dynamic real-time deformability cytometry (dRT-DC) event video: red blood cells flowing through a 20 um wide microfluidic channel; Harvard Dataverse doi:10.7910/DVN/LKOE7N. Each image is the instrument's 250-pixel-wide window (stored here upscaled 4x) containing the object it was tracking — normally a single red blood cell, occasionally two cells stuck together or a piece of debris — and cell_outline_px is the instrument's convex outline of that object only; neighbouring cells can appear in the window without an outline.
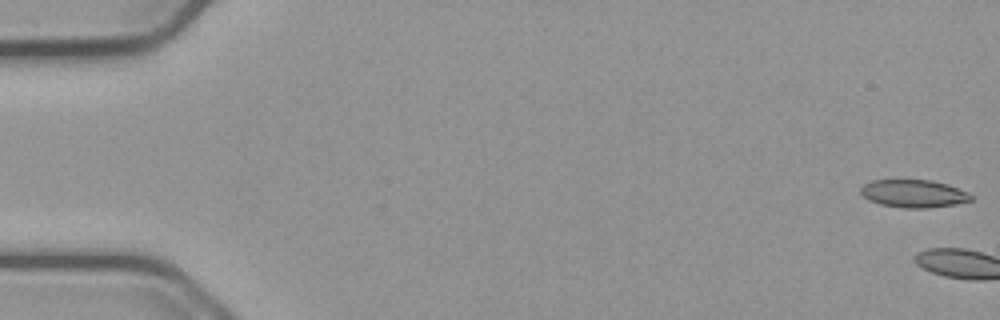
{"species": "common noctule bat (a hibernating species)", "species_latin": "Nyctalus noctula", "temperature_condition": "cold", "stored_images_in_passage": 4, "camera_frame_rate_fps": 3000, "um_per_image_px": 0.085, "animal": {"sex": "male", "body_mass_g": 23.1, "forearm_length_mm": 52.7}, "frame": {"image": 1, "passage_image": 1, "time_ms": 0.0, "image_size_px": [1000, 320], "cell_outline_px": [[972, 200], [956, 204], [928, 208], [904, 208], [880, 204], [868, 200], [860, 192], [860, 188], [864, 184], [872, 180], [932, 180], [948, 184], [968, 192], [972, 196]], "centroid_in_image_um": [77.66, 16.45], "position_along_channel_um": 7.3, "area_um2": 17.92}}